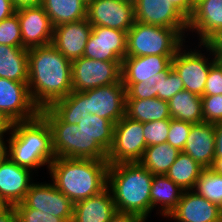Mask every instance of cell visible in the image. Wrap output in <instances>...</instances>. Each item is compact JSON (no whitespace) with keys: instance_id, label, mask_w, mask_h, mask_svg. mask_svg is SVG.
Listing matches in <instances>:
<instances>
[{"instance_id":"1","label":"cell","mask_w":222,"mask_h":222,"mask_svg":"<svg viewBox=\"0 0 222 222\" xmlns=\"http://www.w3.org/2000/svg\"><path fill=\"white\" fill-rule=\"evenodd\" d=\"M28 88L39 110L72 91V62L52 44L28 49Z\"/></svg>"},{"instance_id":"2","label":"cell","mask_w":222,"mask_h":222,"mask_svg":"<svg viewBox=\"0 0 222 222\" xmlns=\"http://www.w3.org/2000/svg\"><path fill=\"white\" fill-rule=\"evenodd\" d=\"M63 122L76 124L85 115H97L114 124L125 116L126 88L122 80L83 92L72 91L49 107Z\"/></svg>"},{"instance_id":"3","label":"cell","mask_w":222,"mask_h":222,"mask_svg":"<svg viewBox=\"0 0 222 222\" xmlns=\"http://www.w3.org/2000/svg\"><path fill=\"white\" fill-rule=\"evenodd\" d=\"M107 160L56 157L49 166L52 182L73 203L107 187Z\"/></svg>"},{"instance_id":"4","label":"cell","mask_w":222,"mask_h":222,"mask_svg":"<svg viewBox=\"0 0 222 222\" xmlns=\"http://www.w3.org/2000/svg\"><path fill=\"white\" fill-rule=\"evenodd\" d=\"M153 176L139 162L109 165L107 187L116 210L133 213L147 220L151 216L150 191Z\"/></svg>"},{"instance_id":"5","label":"cell","mask_w":222,"mask_h":222,"mask_svg":"<svg viewBox=\"0 0 222 222\" xmlns=\"http://www.w3.org/2000/svg\"><path fill=\"white\" fill-rule=\"evenodd\" d=\"M9 132L8 158L31 171L44 165L49 169L56 156L50 126L40 114L29 121L12 123Z\"/></svg>"},{"instance_id":"6","label":"cell","mask_w":222,"mask_h":222,"mask_svg":"<svg viewBox=\"0 0 222 222\" xmlns=\"http://www.w3.org/2000/svg\"><path fill=\"white\" fill-rule=\"evenodd\" d=\"M40 115L50 126L56 157L107 160V152L78 125L63 122L49 107Z\"/></svg>"},{"instance_id":"7","label":"cell","mask_w":222,"mask_h":222,"mask_svg":"<svg viewBox=\"0 0 222 222\" xmlns=\"http://www.w3.org/2000/svg\"><path fill=\"white\" fill-rule=\"evenodd\" d=\"M185 31L188 29H170L135 21L127 32L126 57L175 56L185 46Z\"/></svg>"},{"instance_id":"8","label":"cell","mask_w":222,"mask_h":222,"mask_svg":"<svg viewBox=\"0 0 222 222\" xmlns=\"http://www.w3.org/2000/svg\"><path fill=\"white\" fill-rule=\"evenodd\" d=\"M143 123L124 116L114 126L113 143L107 153L109 165L139 162L146 149Z\"/></svg>"},{"instance_id":"9","label":"cell","mask_w":222,"mask_h":222,"mask_svg":"<svg viewBox=\"0 0 222 222\" xmlns=\"http://www.w3.org/2000/svg\"><path fill=\"white\" fill-rule=\"evenodd\" d=\"M122 62L99 61L81 57L72 61L73 91L83 92L121 80Z\"/></svg>"},{"instance_id":"10","label":"cell","mask_w":222,"mask_h":222,"mask_svg":"<svg viewBox=\"0 0 222 222\" xmlns=\"http://www.w3.org/2000/svg\"><path fill=\"white\" fill-rule=\"evenodd\" d=\"M27 83L0 77V114L11 124L32 120L40 114Z\"/></svg>"},{"instance_id":"11","label":"cell","mask_w":222,"mask_h":222,"mask_svg":"<svg viewBox=\"0 0 222 222\" xmlns=\"http://www.w3.org/2000/svg\"><path fill=\"white\" fill-rule=\"evenodd\" d=\"M15 208H33L66 222H72L74 203L56 188L54 183H32L24 200Z\"/></svg>"},{"instance_id":"12","label":"cell","mask_w":222,"mask_h":222,"mask_svg":"<svg viewBox=\"0 0 222 222\" xmlns=\"http://www.w3.org/2000/svg\"><path fill=\"white\" fill-rule=\"evenodd\" d=\"M200 51H186L181 47L172 59V68L182 79L185 90L203 96L210 67L217 57L212 54L214 58L209 61Z\"/></svg>"},{"instance_id":"13","label":"cell","mask_w":222,"mask_h":222,"mask_svg":"<svg viewBox=\"0 0 222 222\" xmlns=\"http://www.w3.org/2000/svg\"><path fill=\"white\" fill-rule=\"evenodd\" d=\"M86 19L92 26L128 32L135 22L134 2L130 0H91Z\"/></svg>"},{"instance_id":"14","label":"cell","mask_w":222,"mask_h":222,"mask_svg":"<svg viewBox=\"0 0 222 222\" xmlns=\"http://www.w3.org/2000/svg\"><path fill=\"white\" fill-rule=\"evenodd\" d=\"M127 32L92 26L83 57L109 62H122L126 57Z\"/></svg>"},{"instance_id":"15","label":"cell","mask_w":222,"mask_h":222,"mask_svg":"<svg viewBox=\"0 0 222 222\" xmlns=\"http://www.w3.org/2000/svg\"><path fill=\"white\" fill-rule=\"evenodd\" d=\"M135 21L170 29H188V18L168 0H135Z\"/></svg>"},{"instance_id":"16","label":"cell","mask_w":222,"mask_h":222,"mask_svg":"<svg viewBox=\"0 0 222 222\" xmlns=\"http://www.w3.org/2000/svg\"><path fill=\"white\" fill-rule=\"evenodd\" d=\"M23 48L31 49L52 43L54 27L43 7H25L16 10Z\"/></svg>"},{"instance_id":"17","label":"cell","mask_w":222,"mask_h":222,"mask_svg":"<svg viewBox=\"0 0 222 222\" xmlns=\"http://www.w3.org/2000/svg\"><path fill=\"white\" fill-rule=\"evenodd\" d=\"M91 32L87 19L55 26L51 44L72 62L83 57Z\"/></svg>"},{"instance_id":"18","label":"cell","mask_w":222,"mask_h":222,"mask_svg":"<svg viewBox=\"0 0 222 222\" xmlns=\"http://www.w3.org/2000/svg\"><path fill=\"white\" fill-rule=\"evenodd\" d=\"M185 90L183 81L172 66L163 73L149 78L148 83H133L126 90V99H150L158 97L169 101L176 93Z\"/></svg>"},{"instance_id":"19","label":"cell","mask_w":222,"mask_h":222,"mask_svg":"<svg viewBox=\"0 0 222 222\" xmlns=\"http://www.w3.org/2000/svg\"><path fill=\"white\" fill-rule=\"evenodd\" d=\"M168 218L176 222H221V208L194 190L184 191Z\"/></svg>"},{"instance_id":"20","label":"cell","mask_w":222,"mask_h":222,"mask_svg":"<svg viewBox=\"0 0 222 222\" xmlns=\"http://www.w3.org/2000/svg\"><path fill=\"white\" fill-rule=\"evenodd\" d=\"M174 56L150 55L125 57L121 64V80L126 90L133 83H148L157 73L166 72L172 66Z\"/></svg>"},{"instance_id":"21","label":"cell","mask_w":222,"mask_h":222,"mask_svg":"<svg viewBox=\"0 0 222 222\" xmlns=\"http://www.w3.org/2000/svg\"><path fill=\"white\" fill-rule=\"evenodd\" d=\"M31 173L30 169L17 165L8 157L0 163V197L9 206L24 200L33 183Z\"/></svg>"},{"instance_id":"22","label":"cell","mask_w":222,"mask_h":222,"mask_svg":"<svg viewBox=\"0 0 222 222\" xmlns=\"http://www.w3.org/2000/svg\"><path fill=\"white\" fill-rule=\"evenodd\" d=\"M222 28V0H198L188 18V30L198 34L204 44Z\"/></svg>"},{"instance_id":"23","label":"cell","mask_w":222,"mask_h":222,"mask_svg":"<svg viewBox=\"0 0 222 222\" xmlns=\"http://www.w3.org/2000/svg\"><path fill=\"white\" fill-rule=\"evenodd\" d=\"M183 152L202 168H211L215 159L214 124L208 122L192 124Z\"/></svg>"},{"instance_id":"24","label":"cell","mask_w":222,"mask_h":222,"mask_svg":"<svg viewBox=\"0 0 222 222\" xmlns=\"http://www.w3.org/2000/svg\"><path fill=\"white\" fill-rule=\"evenodd\" d=\"M117 212L108 187L100 193L74 203L72 222H109Z\"/></svg>"},{"instance_id":"25","label":"cell","mask_w":222,"mask_h":222,"mask_svg":"<svg viewBox=\"0 0 222 222\" xmlns=\"http://www.w3.org/2000/svg\"><path fill=\"white\" fill-rule=\"evenodd\" d=\"M183 192L184 191L166 175H154L150 191L151 212L158 206L160 215L167 218L176 208ZM159 207H161V209Z\"/></svg>"},{"instance_id":"26","label":"cell","mask_w":222,"mask_h":222,"mask_svg":"<svg viewBox=\"0 0 222 222\" xmlns=\"http://www.w3.org/2000/svg\"><path fill=\"white\" fill-rule=\"evenodd\" d=\"M0 77L28 82V49L0 44Z\"/></svg>"},{"instance_id":"27","label":"cell","mask_w":222,"mask_h":222,"mask_svg":"<svg viewBox=\"0 0 222 222\" xmlns=\"http://www.w3.org/2000/svg\"><path fill=\"white\" fill-rule=\"evenodd\" d=\"M87 3L85 0H42L41 6L55 27L86 19Z\"/></svg>"},{"instance_id":"28","label":"cell","mask_w":222,"mask_h":222,"mask_svg":"<svg viewBox=\"0 0 222 222\" xmlns=\"http://www.w3.org/2000/svg\"><path fill=\"white\" fill-rule=\"evenodd\" d=\"M125 116L142 123L171 119L168 101L158 97L150 99H126Z\"/></svg>"},{"instance_id":"29","label":"cell","mask_w":222,"mask_h":222,"mask_svg":"<svg viewBox=\"0 0 222 222\" xmlns=\"http://www.w3.org/2000/svg\"><path fill=\"white\" fill-rule=\"evenodd\" d=\"M171 118L192 124L204 122L201 96L187 90L176 93L169 101Z\"/></svg>"},{"instance_id":"30","label":"cell","mask_w":222,"mask_h":222,"mask_svg":"<svg viewBox=\"0 0 222 222\" xmlns=\"http://www.w3.org/2000/svg\"><path fill=\"white\" fill-rule=\"evenodd\" d=\"M181 151L167 142L146 147L139 163L153 175H166Z\"/></svg>"},{"instance_id":"31","label":"cell","mask_w":222,"mask_h":222,"mask_svg":"<svg viewBox=\"0 0 222 222\" xmlns=\"http://www.w3.org/2000/svg\"><path fill=\"white\" fill-rule=\"evenodd\" d=\"M203 169L188 154L181 151L175 162L170 166L166 176L183 191H189L194 189Z\"/></svg>"},{"instance_id":"32","label":"cell","mask_w":222,"mask_h":222,"mask_svg":"<svg viewBox=\"0 0 222 222\" xmlns=\"http://www.w3.org/2000/svg\"><path fill=\"white\" fill-rule=\"evenodd\" d=\"M78 127L93 138L107 153L113 143L114 126L110 120L98 117L97 115H85L80 118Z\"/></svg>"},{"instance_id":"33","label":"cell","mask_w":222,"mask_h":222,"mask_svg":"<svg viewBox=\"0 0 222 222\" xmlns=\"http://www.w3.org/2000/svg\"><path fill=\"white\" fill-rule=\"evenodd\" d=\"M193 190L222 208V175L213 169L202 170Z\"/></svg>"},{"instance_id":"34","label":"cell","mask_w":222,"mask_h":222,"mask_svg":"<svg viewBox=\"0 0 222 222\" xmlns=\"http://www.w3.org/2000/svg\"><path fill=\"white\" fill-rule=\"evenodd\" d=\"M0 44L23 47L17 13L0 21Z\"/></svg>"},{"instance_id":"35","label":"cell","mask_w":222,"mask_h":222,"mask_svg":"<svg viewBox=\"0 0 222 222\" xmlns=\"http://www.w3.org/2000/svg\"><path fill=\"white\" fill-rule=\"evenodd\" d=\"M170 128V119H162L143 123L144 139L146 146L166 142Z\"/></svg>"},{"instance_id":"36","label":"cell","mask_w":222,"mask_h":222,"mask_svg":"<svg viewBox=\"0 0 222 222\" xmlns=\"http://www.w3.org/2000/svg\"><path fill=\"white\" fill-rule=\"evenodd\" d=\"M192 123L170 119V128L166 142L174 148L183 151Z\"/></svg>"},{"instance_id":"37","label":"cell","mask_w":222,"mask_h":222,"mask_svg":"<svg viewBox=\"0 0 222 222\" xmlns=\"http://www.w3.org/2000/svg\"><path fill=\"white\" fill-rule=\"evenodd\" d=\"M204 122H222V95L201 96Z\"/></svg>"},{"instance_id":"38","label":"cell","mask_w":222,"mask_h":222,"mask_svg":"<svg viewBox=\"0 0 222 222\" xmlns=\"http://www.w3.org/2000/svg\"><path fill=\"white\" fill-rule=\"evenodd\" d=\"M222 95V63L217 59L210 67L203 96Z\"/></svg>"},{"instance_id":"39","label":"cell","mask_w":222,"mask_h":222,"mask_svg":"<svg viewBox=\"0 0 222 222\" xmlns=\"http://www.w3.org/2000/svg\"><path fill=\"white\" fill-rule=\"evenodd\" d=\"M17 215L24 222H66L63 218L40 212L33 208H15Z\"/></svg>"},{"instance_id":"40","label":"cell","mask_w":222,"mask_h":222,"mask_svg":"<svg viewBox=\"0 0 222 222\" xmlns=\"http://www.w3.org/2000/svg\"><path fill=\"white\" fill-rule=\"evenodd\" d=\"M204 47L210 55L213 54L217 58L222 54V28L214 33L204 44L198 45Z\"/></svg>"},{"instance_id":"41","label":"cell","mask_w":222,"mask_h":222,"mask_svg":"<svg viewBox=\"0 0 222 222\" xmlns=\"http://www.w3.org/2000/svg\"><path fill=\"white\" fill-rule=\"evenodd\" d=\"M109 222H146L144 218L133 213L116 212Z\"/></svg>"},{"instance_id":"42","label":"cell","mask_w":222,"mask_h":222,"mask_svg":"<svg viewBox=\"0 0 222 222\" xmlns=\"http://www.w3.org/2000/svg\"><path fill=\"white\" fill-rule=\"evenodd\" d=\"M176 8H178L187 18H189L194 10L195 1L194 0H168Z\"/></svg>"},{"instance_id":"43","label":"cell","mask_w":222,"mask_h":222,"mask_svg":"<svg viewBox=\"0 0 222 222\" xmlns=\"http://www.w3.org/2000/svg\"><path fill=\"white\" fill-rule=\"evenodd\" d=\"M215 158H222V122L214 124Z\"/></svg>"},{"instance_id":"44","label":"cell","mask_w":222,"mask_h":222,"mask_svg":"<svg viewBox=\"0 0 222 222\" xmlns=\"http://www.w3.org/2000/svg\"><path fill=\"white\" fill-rule=\"evenodd\" d=\"M16 13L12 0H0V21Z\"/></svg>"},{"instance_id":"45","label":"cell","mask_w":222,"mask_h":222,"mask_svg":"<svg viewBox=\"0 0 222 222\" xmlns=\"http://www.w3.org/2000/svg\"><path fill=\"white\" fill-rule=\"evenodd\" d=\"M16 10L25 7H36L42 4V0H12Z\"/></svg>"},{"instance_id":"46","label":"cell","mask_w":222,"mask_h":222,"mask_svg":"<svg viewBox=\"0 0 222 222\" xmlns=\"http://www.w3.org/2000/svg\"><path fill=\"white\" fill-rule=\"evenodd\" d=\"M17 214L14 206H8L0 213V222H13L14 216Z\"/></svg>"},{"instance_id":"47","label":"cell","mask_w":222,"mask_h":222,"mask_svg":"<svg viewBox=\"0 0 222 222\" xmlns=\"http://www.w3.org/2000/svg\"><path fill=\"white\" fill-rule=\"evenodd\" d=\"M11 123L0 114V138H4V133H8Z\"/></svg>"},{"instance_id":"48","label":"cell","mask_w":222,"mask_h":222,"mask_svg":"<svg viewBox=\"0 0 222 222\" xmlns=\"http://www.w3.org/2000/svg\"><path fill=\"white\" fill-rule=\"evenodd\" d=\"M8 157V147L4 141V138H0V163Z\"/></svg>"},{"instance_id":"49","label":"cell","mask_w":222,"mask_h":222,"mask_svg":"<svg viewBox=\"0 0 222 222\" xmlns=\"http://www.w3.org/2000/svg\"><path fill=\"white\" fill-rule=\"evenodd\" d=\"M211 169L222 175V158H215Z\"/></svg>"},{"instance_id":"50","label":"cell","mask_w":222,"mask_h":222,"mask_svg":"<svg viewBox=\"0 0 222 222\" xmlns=\"http://www.w3.org/2000/svg\"><path fill=\"white\" fill-rule=\"evenodd\" d=\"M9 205L0 197V213L4 211Z\"/></svg>"},{"instance_id":"51","label":"cell","mask_w":222,"mask_h":222,"mask_svg":"<svg viewBox=\"0 0 222 222\" xmlns=\"http://www.w3.org/2000/svg\"><path fill=\"white\" fill-rule=\"evenodd\" d=\"M13 222H24L17 214L14 216Z\"/></svg>"},{"instance_id":"52","label":"cell","mask_w":222,"mask_h":222,"mask_svg":"<svg viewBox=\"0 0 222 222\" xmlns=\"http://www.w3.org/2000/svg\"><path fill=\"white\" fill-rule=\"evenodd\" d=\"M217 59L222 63V54Z\"/></svg>"}]
</instances>
